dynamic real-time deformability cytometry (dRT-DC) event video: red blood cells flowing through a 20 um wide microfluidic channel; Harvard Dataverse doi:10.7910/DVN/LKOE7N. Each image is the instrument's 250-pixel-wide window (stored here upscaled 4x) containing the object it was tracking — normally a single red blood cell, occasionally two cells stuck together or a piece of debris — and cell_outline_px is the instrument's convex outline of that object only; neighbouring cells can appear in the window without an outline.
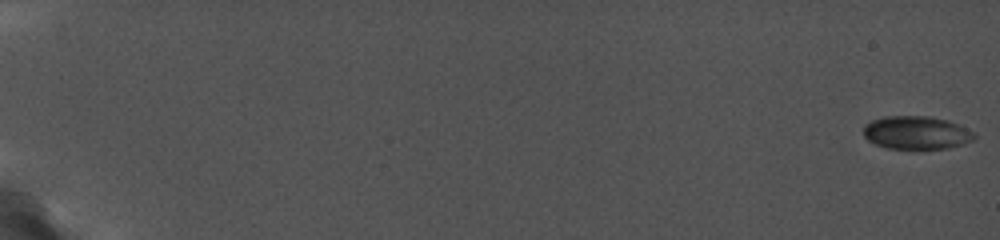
{"species": "common noctule bat (a hibernating species)", "species_latin": "Nyctalus noctula", "temperature_condition": "cold", "stored_images_in_passage": 56, "camera_frame_rate_fps": 5000, "um_per_image_px": 0.085, "animal": {"sex": "female", "body_mass_g": 19.0, "forearm_length_mm": 56.7}, "frame": {"image": 1, "passage_image": 1, "time_ms": 0.0, "image_size_px": [1000, 240], "cell_outline_px": [[976, 136], [972, 140], [964, 144], [948, 148], [888, 148], [876, 144], [868, 140], [864, 136], [864, 128], [872, 120], [884, 116], [924, 116], [944, 120], [956, 124], [972, 132]], "centroid_in_image_um": [77.87, 11.28], "position_along_channel_um": 7.1, "area_um2": 20.87}}
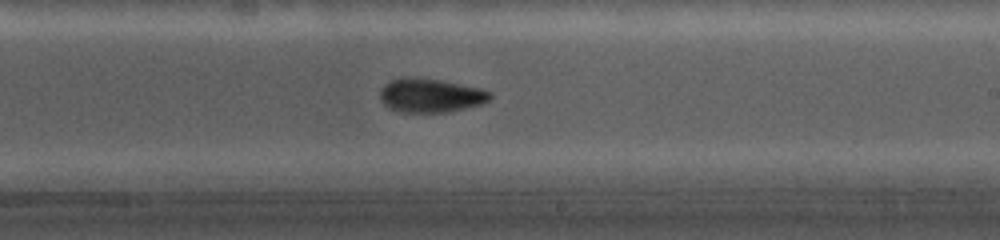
{"frame": {"image": 2, "passage_image": 39, "time_ms": 12.4, "image_size_px": [1000, 240], "cell_outline_px": [[492, 96], [488, 100], [480, 104], [448, 112], [400, 112], [384, 104], [380, 96], [380, 88], [384, 84], [392, 80], [408, 76], [440, 80], [476, 88], [488, 92]], "centroid_in_image_um": [36.53, 8.11], "position_along_channel_um": 252.5, "area_um2": 21.27}}
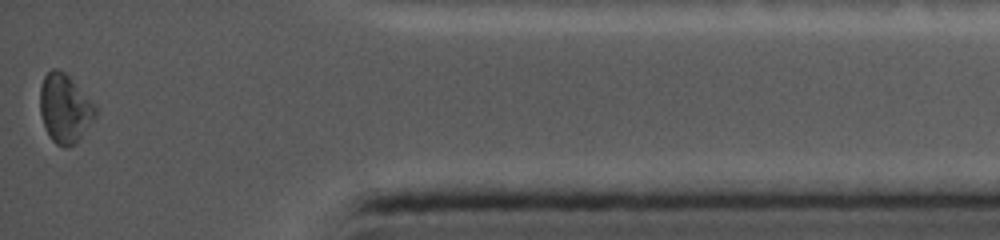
{"frame": {"image": 3, "passage_image": 56, "time_ms": 17.6, "image_size_px": [1000, 240], "cell_outline_px": [[96, 116], [76, 144], [68, 148], [64, 148], [56, 144], [48, 136], [44, 128], [40, 112], [40, 88], [44, 76], [52, 68], [56, 68], [64, 72], [68, 76], [96, 108]], "centroid_in_image_um": [5.47, 9.27], "position_along_channel_um": 429.7, "area_um2": 22.02}}